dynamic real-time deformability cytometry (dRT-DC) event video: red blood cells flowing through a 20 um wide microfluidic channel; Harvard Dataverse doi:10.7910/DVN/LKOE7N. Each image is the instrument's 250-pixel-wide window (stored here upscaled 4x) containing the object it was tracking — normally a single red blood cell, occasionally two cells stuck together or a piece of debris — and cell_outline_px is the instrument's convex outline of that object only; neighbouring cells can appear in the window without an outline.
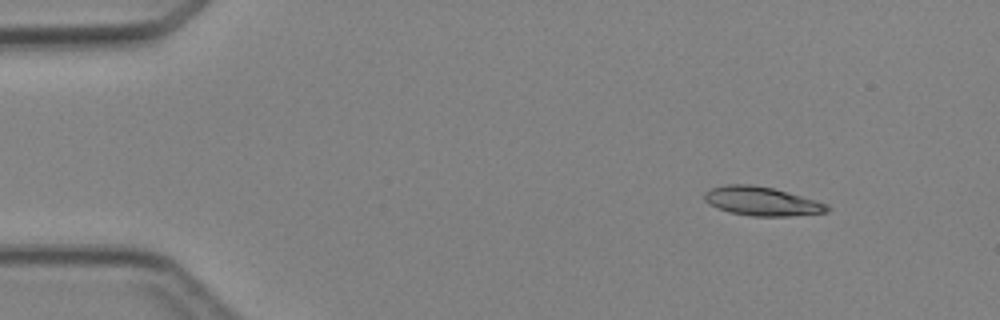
{"species": "Egyptian fruit bat (a non-hibernating species)", "species_latin": "Rousettus aegyptiacus", "temperature_condition": "cold", "stored_images_in_passage": 5, "camera_frame_rate_fps": 3000, "um_per_image_px": 0.085, "animal": {"sex": "female"}, "frame": {"image": 1, "passage_image": 2, "time_ms": 1.333, "image_size_px": [1000, 320], "cell_outline_px": [[832, 208], [828, 212], [788, 216], [752, 216], [728, 212], [716, 208], [708, 204], [704, 200], [704, 192], [712, 188], [724, 184], [748, 184], [772, 188], [788, 192], [816, 200], [828, 204]], "centroid_in_image_um": [64.74, 17.11], "position_along_channel_um": 20.3, "area_um2": 20.81}}
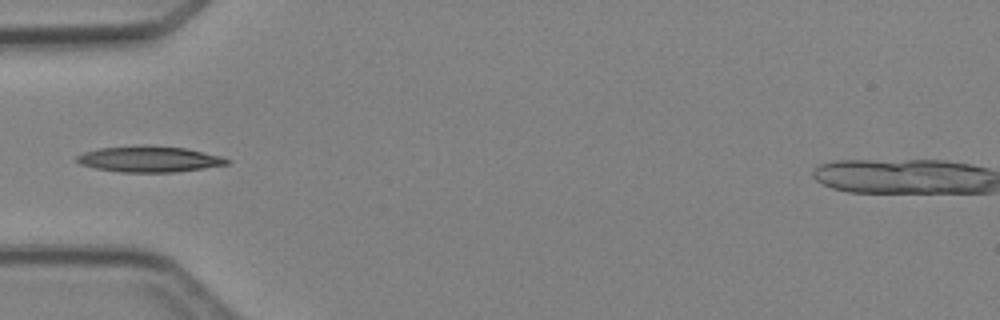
{"frame": {"image": 2, "passage_image": 5, "time_ms": 4.667, "image_size_px": [1000, 320], "cell_outline_px": [[228, 164], [176, 172], [120, 172], [96, 168], [80, 164], [76, 160], [76, 156], [84, 152], [100, 148], [144, 144], [148, 144], [188, 148], [220, 156], [228, 160]], "centroid_in_image_um": [12.66, 13.5], "position_along_channel_um": 72.3, "area_um2": 22.77}}